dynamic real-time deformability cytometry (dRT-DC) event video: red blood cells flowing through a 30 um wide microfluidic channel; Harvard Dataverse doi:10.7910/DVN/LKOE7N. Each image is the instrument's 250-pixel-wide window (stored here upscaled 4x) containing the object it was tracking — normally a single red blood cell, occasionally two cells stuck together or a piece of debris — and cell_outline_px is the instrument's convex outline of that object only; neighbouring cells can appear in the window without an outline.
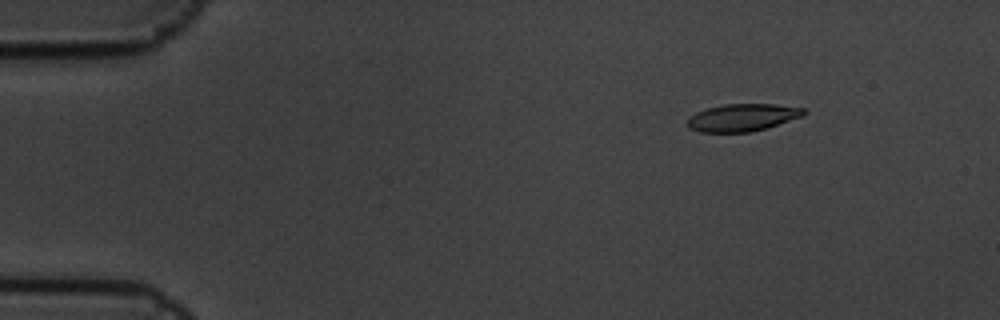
{"species": "common noctule bat (a hibernating species)", "species_latin": "Nyctalus noctula", "temperature_condition": "cold", "stored_images_in_passage": 7, "segment_of_instrument_passage": [2, 2], "camera_frame_rate_fps": 3000, "um_per_image_px": 0.085, "animal": {"sex": "male", "body_mass_g": 19.5, "forearm_length_mm": 54.6}, "frame": {"image": 1, "passage_image": 7, "time_ms": 2.0, "image_size_px": [1000, 320], "cell_outline_px": [[808, 112], [804, 116], [752, 132], [700, 132], [688, 128], [688, 116], [696, 112], [708, 108], [724, 104], [776, 104], [804, 108]], "centroid_in_image_um": [63.12, 9.98], "position_along_channel_um": 21.9, "area_um2": 18.67}}